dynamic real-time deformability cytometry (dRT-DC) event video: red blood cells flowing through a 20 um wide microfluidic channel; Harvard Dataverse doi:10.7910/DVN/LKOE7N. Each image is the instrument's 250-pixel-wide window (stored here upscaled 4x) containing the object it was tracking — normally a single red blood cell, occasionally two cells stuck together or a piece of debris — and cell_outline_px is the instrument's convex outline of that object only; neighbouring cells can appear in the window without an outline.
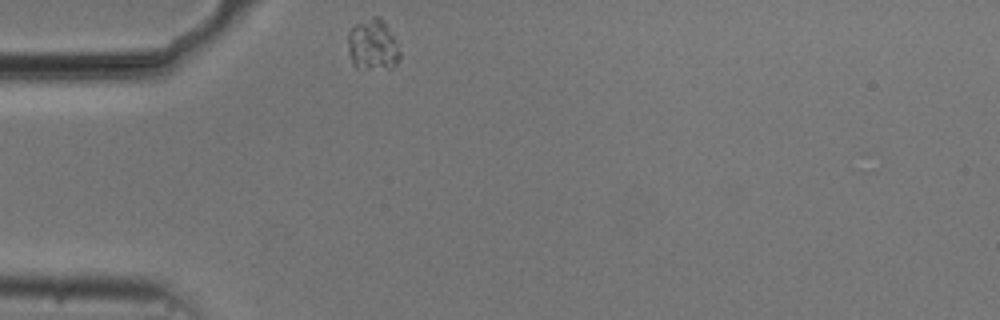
{"species": "common noctule bat (a hibernating species)", "species_latin": "Nyctalus noctula", "temperature_condition": "cold", "stored_images_in_passage": 35, "camera_frame_rate_fps": 3000, "um_per_image_px": 0.085, "animal": {"sex": "male", "body_mass_g": 20.5, "forearm_length_mm": 52.5}, "frame": {"image": 1, "passage_image": 1, "time_ms": 0.0, "image_size_px": [1000, 320], "cell_outline_px": [[400, 56], [396, 64], [392, 68], [368, 68], [352, 64], [348, 52], [348, 32], [356, 24], [376, 16], [380, 16], [392, 36], [400, 52]], "centroid_in_image_um": [31.66, 3.82], "position_along_channel_um": 53.3, "area_um2": 14.97}}
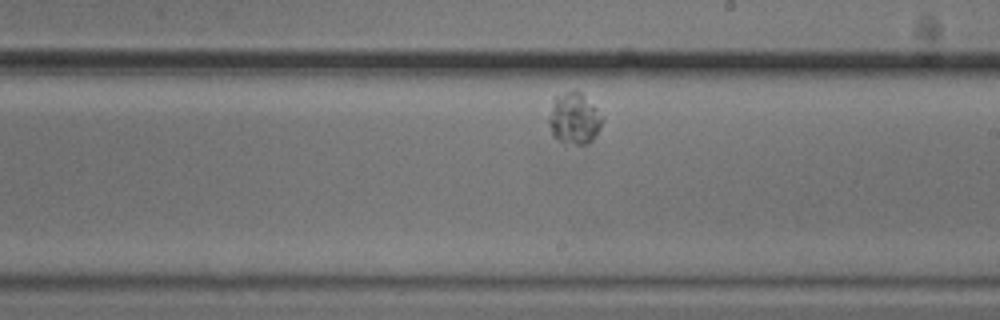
{"frame": {"image": 2, "passage_image": 20, "time_ms": 6.333, "image_size_px": [1000, 320], "cell_outline_px": [[604, 120], [600, 128], [592, 140], [588, 144], [564, 144], [552, 136], [548, 120], [556, 96], [572, 88], [580, 92], [604, 116]], "centroid_in_image_um": [48.82, 10.09], "position_along_channel_um": 240.2, "area_um2": 16.13}}
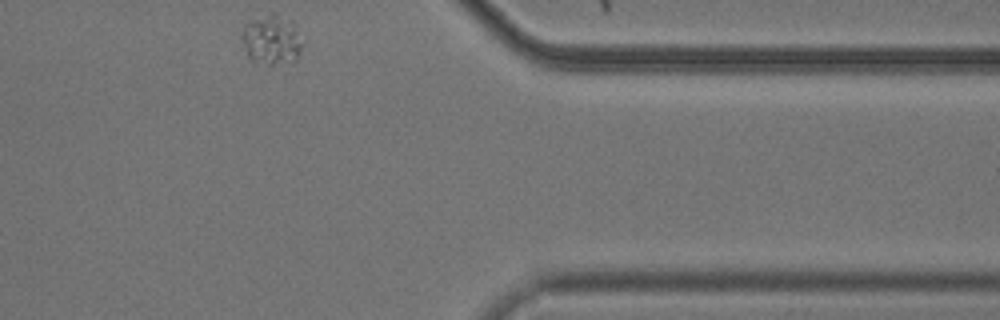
{"frame": {"image": 3, "passage_image": 35, "time_ms": 11.333, "image_size_px": [1000, 320], "cell_outline_px": [[300, 52], [296, 60], [272, 64], [268, 64], [252, 60], [248, 56], [240, 36], [240, 32], [244, 24], [252, 20], [272, 12], [276, 12], [292, 28], [300, 44]], "centroid_in_image_um": [22.96, 3.39], "position_along_channel_um": 388.4, "area_um2": 16.59}}